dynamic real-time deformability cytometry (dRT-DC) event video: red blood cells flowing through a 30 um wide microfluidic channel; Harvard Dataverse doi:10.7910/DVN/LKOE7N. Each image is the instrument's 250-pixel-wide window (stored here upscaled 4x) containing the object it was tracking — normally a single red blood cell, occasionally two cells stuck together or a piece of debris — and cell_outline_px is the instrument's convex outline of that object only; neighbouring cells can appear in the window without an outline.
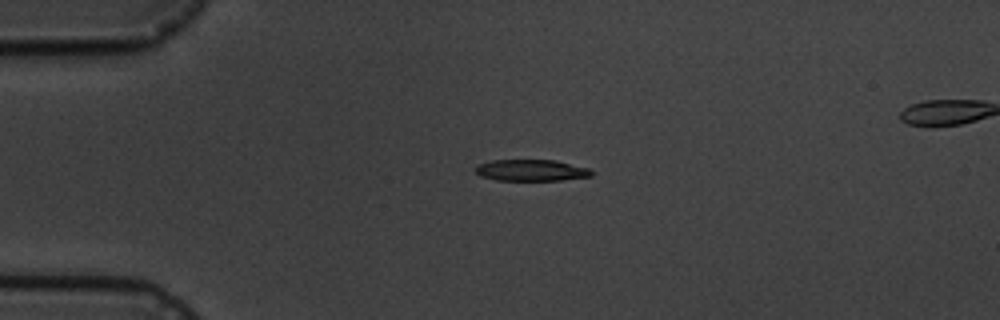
{"species": "common noctule bat (a hibernating species)", "species_latin": "Nyctalus noctula", "temperature_condition": "cold", "stored_images_in_passage": 5, "segment_of_instrument_passage": [1, 2], "camera_frame_rate_fps": 3000, "um_per_image_px": 0.085, "animal": {"sex": "male", "body_mass_g": 19.5, "forearm_length_mm": 54.6}, "frame": {"image": 1, "passage_image": 3, "time_ms": 2.333, "image_size_px": [1000, 320], "cell_outline_px": [[592, 176], [560, 180], [496, 180], [480, 176], [476, 172], [476, 164], [492, 160], [556, 160], [588, 168], [592, 172]], "centroid_in_image_um": [45.13, 14.47], "position_along_channel_um": 39.9, "area_um2": 14.45}}